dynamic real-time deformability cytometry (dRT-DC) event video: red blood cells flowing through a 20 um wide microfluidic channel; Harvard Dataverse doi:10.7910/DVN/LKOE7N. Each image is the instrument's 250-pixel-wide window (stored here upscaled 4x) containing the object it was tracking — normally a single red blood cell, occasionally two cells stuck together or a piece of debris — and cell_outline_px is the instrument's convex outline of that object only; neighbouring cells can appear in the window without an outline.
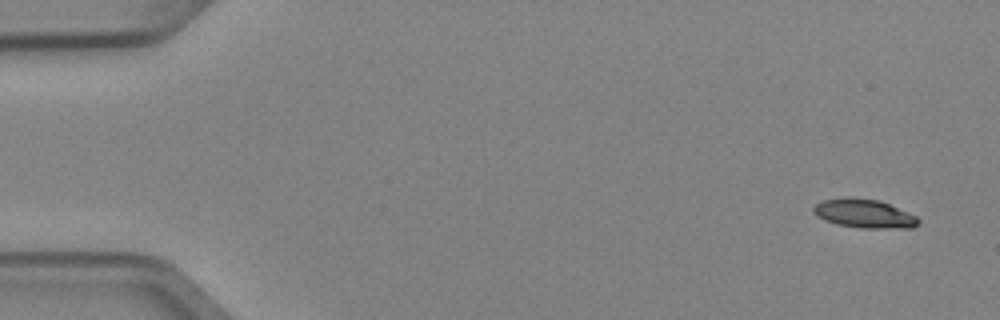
{"species": "Egyptian fruit bat (a non-hibernating species)", "species_latin": "Rousettus aegyptiacus", "temperature_condition": "cold", "stored_images_in_passage": 7, "camera_frame_rate_fps": 3000, "um_per_image_px": 0.085, "animal": {"sex": "female"}, "frame": {"image": 1, "passage_image": 1, "time_ms": 0.0, "image_size_px": [1000, 320], "cell_outline_px": [[920, 220], [912, 228], [860, 228], [836, 224], [824, 220], [816, 216], [812, 212], [812, 208], [816, 204], [824, 200], [844, 196], [852, 196], [880, 200], [908, 212], [916, 216]], "centroid_in_image_um": [73.41, 18.14], "position_along_channel_um": 11.6, "area_um2": 17.86}}
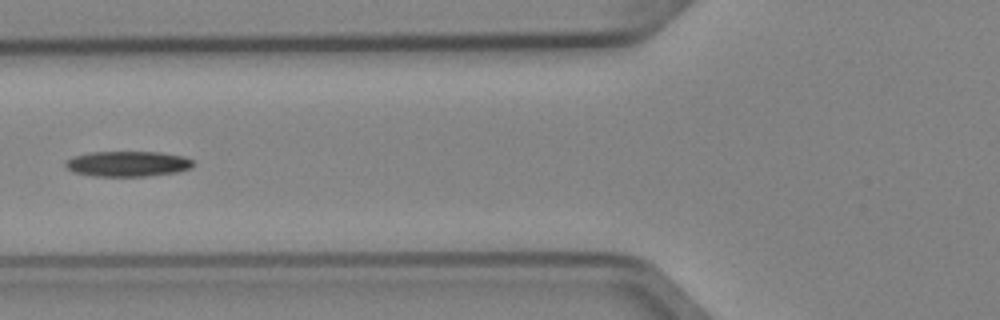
{"frame": {"image": 2, "passage_image": 6, "time_ms": 1.667, "image_size_px": [1000, 320], "cell_outline_px": [[196, 164], [192, 168], [176, 172], [148, 176], [92, 176], [72, 172], [64, 164], [64, 160], [72, 156], [92, 152], [160, 152], [184, 156], [192, 160]], "centroid_in_image_um": [10.85, 13.92], "position_along_channel_um": 115.0, "area_um2": 19.13}}
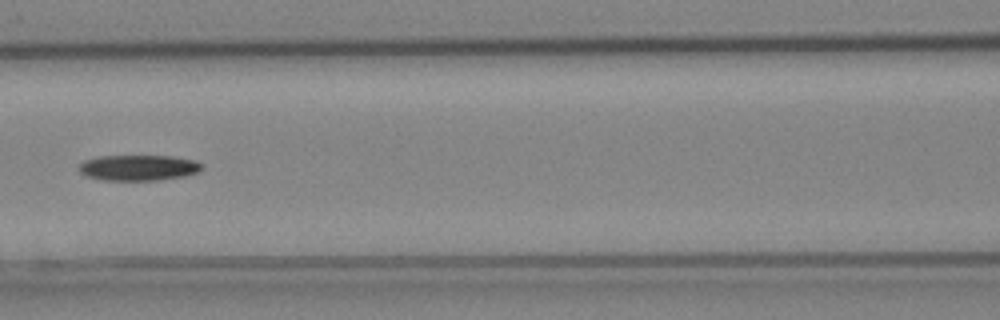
{"frame": {"image": 3, "passage_image": 7, "time_ms": 2.0, "image_size_px": [1000, 320], "cell_outline_px": [[204, 168], [196, 172], [184, 176], [156, 180], [100, 180], [84, 176], [76, 168], [84, 160], [100, 156], [172, 156], [196, 160], [204, 164]], "centroid_in_image_um": [11.75, 14.25], "position_along_channel_um": 154.9, "area_um2": 18.61}}